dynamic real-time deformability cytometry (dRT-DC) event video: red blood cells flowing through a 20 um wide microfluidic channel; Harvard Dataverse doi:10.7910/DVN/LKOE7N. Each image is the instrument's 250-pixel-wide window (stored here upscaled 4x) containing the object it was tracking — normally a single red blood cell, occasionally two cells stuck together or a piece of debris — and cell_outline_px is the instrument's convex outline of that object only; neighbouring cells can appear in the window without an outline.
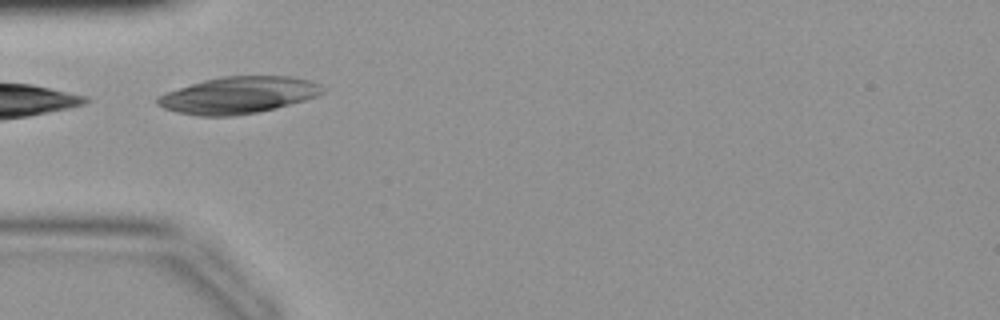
{"species": "common noctule bat (a hibernating species)", "species_latin": "Nyctalus noctula", "temperature_condition": "warm", "stored_images_in_passage": 14, "camera_frame_rate_fps": 3000, "um_per_image_px": 0.085, "animal": {"sex": "female", "body_mass_g": 19.9}, "frame": {"image": 1, "passage_image": 1, "time_ms": 0.0, "image_size_px": [1000, 320], "cell_outline_px": [[328, 88], [324, 92], [316, 96], [304, 100], [276, 108], [236, 116], [200, 116], [176, 112], [164, 108], [156, 104], [156, 96], [164, 92], [204, 80], [220, 76], [292, 76], [312, 80]], "centroid_in_image_um": [20.27, 8.08], "position_along_channel_um": 64.7, "area_um2": 35.72}}